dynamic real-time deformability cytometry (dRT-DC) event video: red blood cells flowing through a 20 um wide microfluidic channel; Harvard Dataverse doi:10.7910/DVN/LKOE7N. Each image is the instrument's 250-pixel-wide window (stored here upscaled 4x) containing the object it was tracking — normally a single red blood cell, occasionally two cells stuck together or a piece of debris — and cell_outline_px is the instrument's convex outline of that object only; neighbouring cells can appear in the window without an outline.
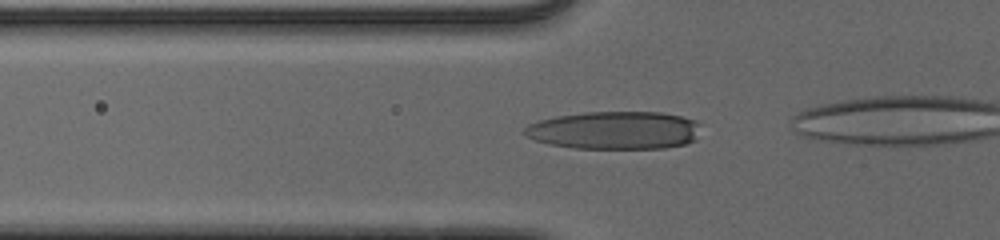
{"species": "human", "species_latin": "Homo sapiens", "temperature_condition": "cold", "stored_images_in_passage": 28, "camera_frame_rate_fps": 3000, "um_per_image_px": 0.085, "donor": {"sex": "male"}, "frame": {"image": 1, "passage_image": 16, "time_ms": 5.0, "image_size_px": [1000, 240], "cell_outline_px": [[700, 124], [696, 140], [684, 144], [664, 148], [576, 148], [548, 144], [524, 136], [524, 128], [528, 124], [540, 120], [556, 116], [584, 112], [660, 112], [680, 116], [696, 120]], "centroid_in_image_um": [52.24, 11.07], "position_along_channel_um": 73.6, "area_um2": 39.07}}
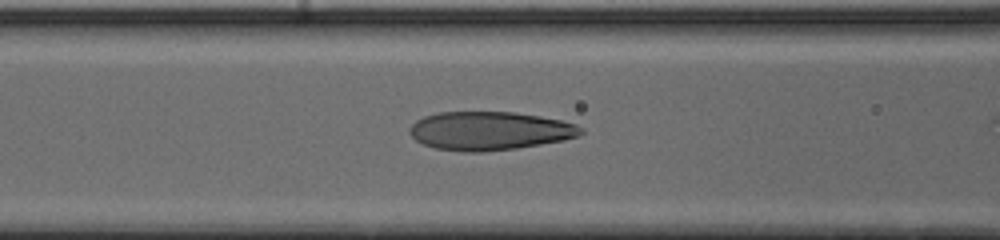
{"frame": {"image": 2, "passage_image": 20, "time_ms": 6.333, "image_size_px": [1000, 240], "cell_outline_px": [[584, 132], [580, 136], [564, 140], [516, 148], [480, 152], [464, 152], [436, 148], [424, 144], [416, 140], [408, 132], [408, 128], [416, 120], [424, 116], [436, 112], [516, 112], [540, 116], [560, 120], [576, 124], [584, 128]], "centroid_in_image_um": [41.62, 11.11], "position_along_channel_um": 125.0, "area_um2": 38.61}}
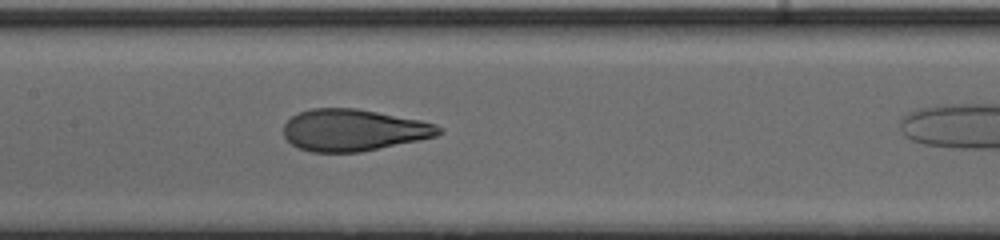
{"frame": {"image": 3, "passage_image": 24, "time_ms": 7.667, "image_size_px": [1000, 240], "cell_outline_px": [[444, 132], [436, 136], [420, 140], [360, 152], [312, 152], [300, 148], [292, 144], [284, 136], [284, 124], [292, 116], [300, 112], [312, 108], [356, 108], [420, 120], [436, 124], [444, 128]], "centroid_in_image_um": [30.08, 11.06], "position_along_channel_um": 177.3, "area_um2": 37.74}}